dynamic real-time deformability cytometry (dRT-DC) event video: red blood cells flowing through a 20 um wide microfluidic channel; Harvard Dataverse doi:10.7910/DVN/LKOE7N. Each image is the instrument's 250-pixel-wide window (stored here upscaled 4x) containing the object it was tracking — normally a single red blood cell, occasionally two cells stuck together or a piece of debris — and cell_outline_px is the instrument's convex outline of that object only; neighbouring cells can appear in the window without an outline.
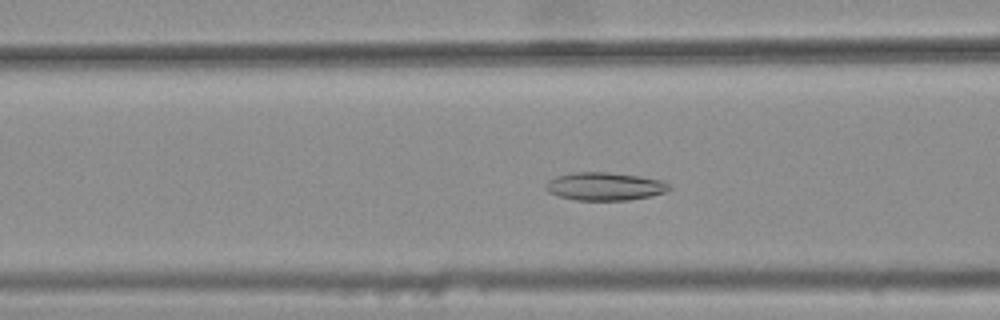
{"species": "common noctule bat (a hibernating species)", "species_latin": "Nyctalus noctula", "temperature_condition": "warm", "stored_images_in_passage": 44, "camera_frame_rate_fps": 3000, "um_per_image_px": 0.085, "animal": {"sex": "female", "body_mass_g": 25.1}, "frame": {"image": 1, "passage_image": 20, "time_ms": 6.333, "image_size_px": [1000, 320], "cell_outline_px": [[672, 188], [668, 192], [652, 196], [628, 200], [576, 200], [560, 196], [548, 192], [544, 188], [544, 184], [548, 180], [556, 176], [572, 172], [608, 172], [640, 176], [660, 180], [672, 184]], "centroid_in_image_um": [51.43, 15.84], "position_along_channel_um": 115.2, "area_um2": 20.46}}
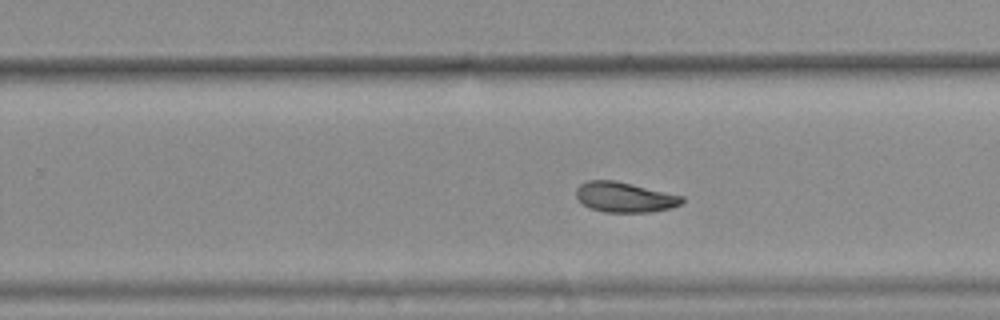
{"frame": {"image": 2, "passage_image": 33, "time_ms": 10.667, "image_size_px": [1000, 320], "cell_outline_px": [[684, 200], [680, 204], [672, 208], [652, 212], [604, 212], [592, 208], [584, 204], [576, 196], [576, 188], [580, 184], [588, 180], [612, 180], [632, 184], [684, 196]], "centroid_in_image_um": [53.12, 16.76], "position_along_channel_um": 276.7, "area_um2": 18.5}}
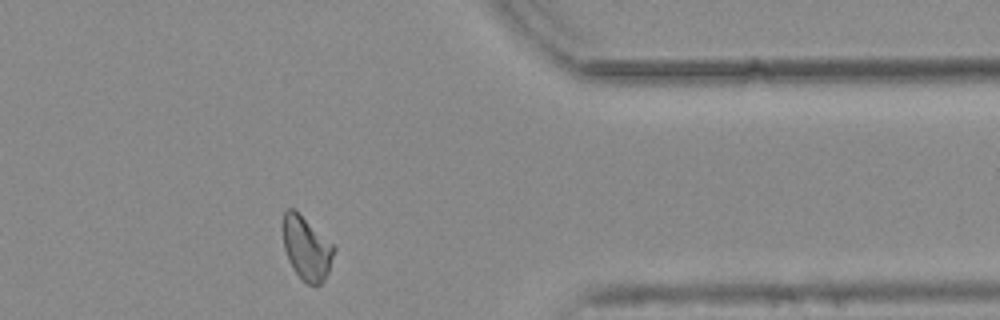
{"frame": {"image": 3, "passage_image": 43, "time_ms": 14.0, "image_size_px": [1000, 320], "cell_outline_px": [[336, 248], [328, 272], [324, 280], [320, 284], [308, 284], [292, 268], [288, 260], [284, 248], [284, 212], [288, 208], [292, 208], [332, 244]], "centroid_in_image_um": [26.06, 21.13], "position_along_channel_um": 385.3, "area_um2": 18.15}, "authors_computed_cell_mechanics": {"area_um2": 19.4208, "velocity_mm_per_s": 3.7327, "shape_relaxation_time_tau1_ms": null, "shape_relaxation_time_tau2_ms": 5.9067, "deformation_change_tau1": null, "deformation_change_tau2": 0.101}}